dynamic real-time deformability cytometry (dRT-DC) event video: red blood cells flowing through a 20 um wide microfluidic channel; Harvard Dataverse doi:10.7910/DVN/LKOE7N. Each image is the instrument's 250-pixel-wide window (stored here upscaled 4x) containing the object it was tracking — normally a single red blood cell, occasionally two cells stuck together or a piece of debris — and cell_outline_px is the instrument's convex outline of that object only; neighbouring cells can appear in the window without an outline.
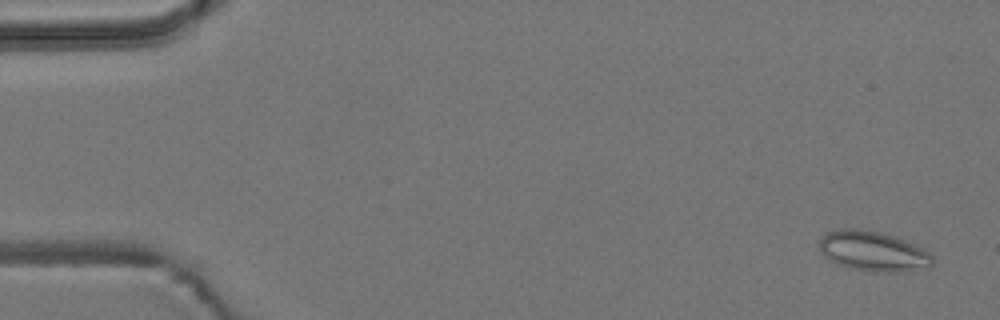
{"species": "common noctule bat (a hibernating species)", "species_latin": "Nyctalus noctula", "temperature_condition": "room temperature", "stored_images_in_passage": 57, "camera_frame_rate_fps": 3000, "um_per_image_px": 0.085, "animal": {"sex": "male", "body_mass_g": 19.2, "forearm_length_mm": 51.8}, "frame": {"image": 1, "passage_image": 3, "time_ms": 0.667, "image_size_px": [1000, 320], "cell_outline_px": [[932, 264], [928, 268], [900, 272], [872, 272], [848, 268], [836, 264], [824, 256], [820, 252], [820, 236], [824, 232], [840, 228], [860, 228], [880, 232], [904, 240], [924, 248], [932, 252]], "centroid_in_image_um": [74.19, 21.35], "position_along_channel_um": 10.8, "area_um2": 26.93}}
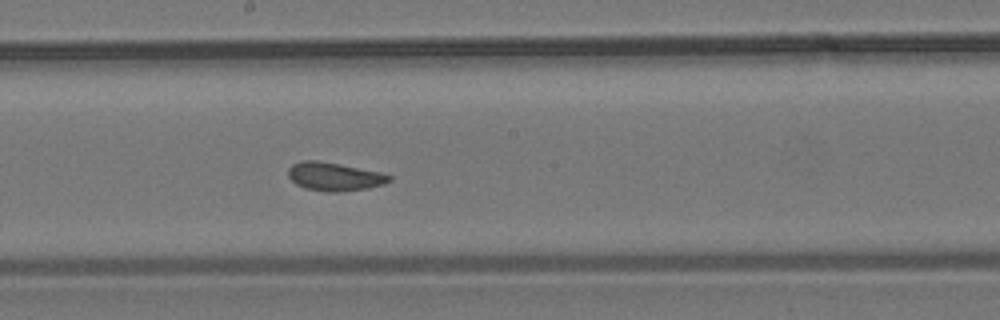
{"frame": {"image": 2, "passage_image": 31, "time_ms": 10.0, "image_size_px": [1000, 320], "cell_outline_px": [[392, 180], [384, 184], [368, 188], [340, 192], [328, 192], [304, 188], [296, 184], [288, 176], [288, 168], [292, 164], [300, 160], [316, 160], [340, 164], [380, 172], [392, 176]], "centroid_in_image_um": [28.41, 15.01], "position_along_channel_um": 219.8, "area_um2": 16.82}}
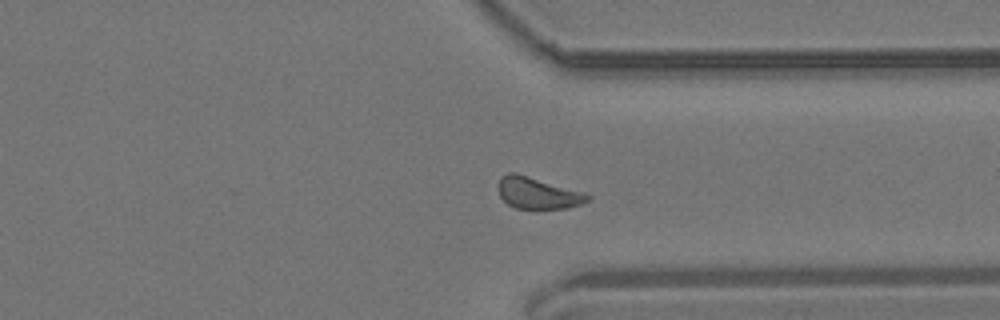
{"frame": {"image": 3, "passage_image": 43, "time_ms": 14.0, "image_size_px": [1000, 320], "cell_outline_px": [[592, 200], [568, 208], [516, 208], [508, 204], [500, 196], [500, 176], [508, 172], [516, 172], [584, 192], [592, 196]], "centroid_in_image_um": [45.75, 16.4], "position_along_channel_um": 365.6, "area_um2": 16.36}, "authors_computed_cell_mechanics": {"area_um2": 16.762, "velocity_mm_per_s": 3.668, "shape_relaxation_time_tau1_ms": null, "shape_relaxation_time_tau2_ms": 1.4139, "deformation_change_tau1": null, "deformation_change_tau2": 0.0817}}